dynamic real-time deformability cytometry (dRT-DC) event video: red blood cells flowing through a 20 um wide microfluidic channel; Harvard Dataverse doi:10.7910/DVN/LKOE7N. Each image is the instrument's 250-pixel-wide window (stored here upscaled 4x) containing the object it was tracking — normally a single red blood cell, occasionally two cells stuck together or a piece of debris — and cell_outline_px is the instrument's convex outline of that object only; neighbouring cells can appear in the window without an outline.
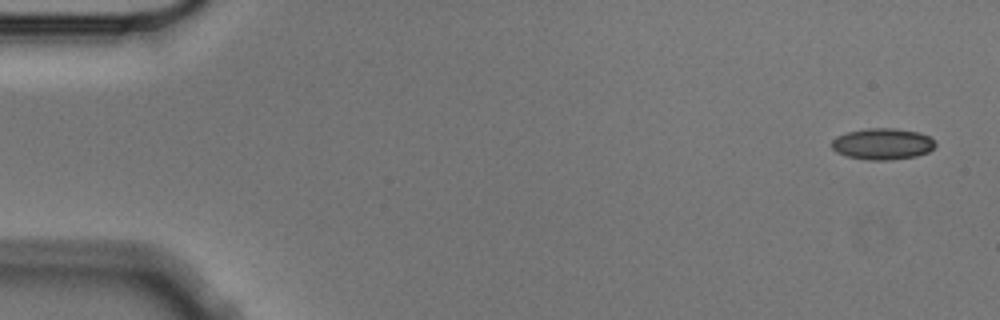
{"species": "Egyptian fruit bat (a non-hibernating species)", "species_latin": "Rousettus aegyptiacus", "temperature_condition": "cold", "stored_images_in_passage": 4, "camera_frame_rate_fps": 3000, "um_per_image_px": 0.085, "animal": {"sex": "male"}, "frame": {"image": 1, "passage_image": 1, "time_ms": 0.0, "image_size_px": [1000, 320], "cell_outline_px": [[936, 144], [928, 152], [916, 156], [888, 160], [868, 160], [848, 156], [836, 152], [832, 148], [832, 140], [836, 136], [848, 132], [868, 128], [892, 128], [920, 132], [936, 140]], "centroid_in_image_um": [75.03, 12.23], "position_along_channel_um": 10.0, "area_um2": 18.9}}
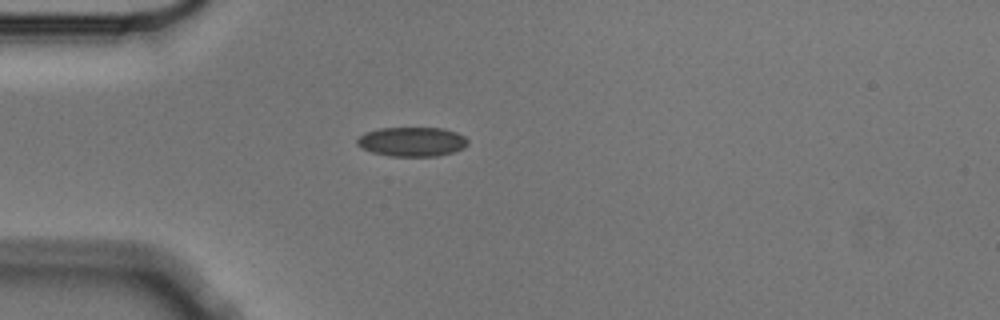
{"frame": {"image": 2, "passage_image": 4, "time_ms": 1.0, "image_size_px": [1000, 320], "cell_outline_px": [[468, 144], [464, 148], [452, 152], [436, 156], [388, 156], [372, 152], [356, 144], [356, 140], [364, 132], [380, 128], [444, 128], [456, 132], [464, 136], [468, 140]], "centroid_in_image_um": [35.02, 12.04], "position_along_channel_um": 50.0, "area_um2": 18.96}}